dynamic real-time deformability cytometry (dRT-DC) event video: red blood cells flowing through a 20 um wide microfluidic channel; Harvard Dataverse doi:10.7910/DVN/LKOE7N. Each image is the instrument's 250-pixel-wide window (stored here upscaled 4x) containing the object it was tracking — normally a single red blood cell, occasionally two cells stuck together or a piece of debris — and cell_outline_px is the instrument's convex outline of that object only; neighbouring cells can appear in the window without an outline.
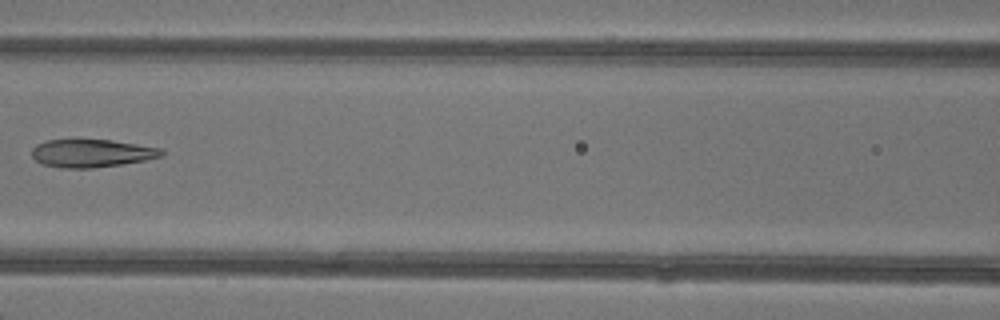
{"species": "common noctule bat (a hibernating species)", "species_latin": "Nyctalus noctula", "temperature_condition": "warm", "stored_images_in_passage": 8, "camera_frame_rate_fps": 3000, "um_per_image_px": 0.085, "animal": {"sex": "female"}, "frame": {"image": 1, "passage_image": 7, "time_ms": 7.667, "image_size_px": [1000, 320], "cell_outline_px": [[164, 156], [144, 160], [120, 164], [92, 168], [64, 168], [44, 164], [36, 160], [32, 156], [32, 148], [36, 144], [48, 140], [112, 140], [164, 148]], "centroid_in_image_um": [7.83, 13.02], "position_along_channel_um": 158.8, "area_um2": 21.04}}
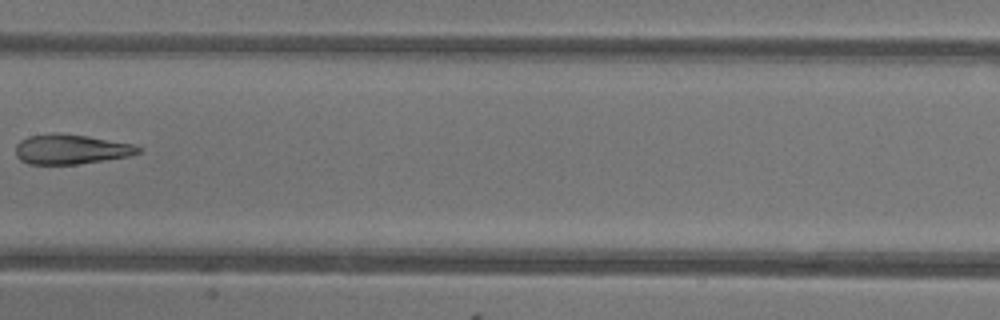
{"frame": {"image": 2, "passage_image": 8, "time_ms": 8.667, "image_size_px": [1000, 320], "cell_outline_px": [[144, 148], [140, 152], [128, 156], [76, 164], [28, 164], [20, 160], [16, 156], [16, 144], [20, 140], [28, 136], [52, 132], [56, 132], [88, 136], [136, 144]], "centroid_in_image_um": [6.03, 12.67], "position_along_channel_um": 201.4, "area_um2": 21.5}}